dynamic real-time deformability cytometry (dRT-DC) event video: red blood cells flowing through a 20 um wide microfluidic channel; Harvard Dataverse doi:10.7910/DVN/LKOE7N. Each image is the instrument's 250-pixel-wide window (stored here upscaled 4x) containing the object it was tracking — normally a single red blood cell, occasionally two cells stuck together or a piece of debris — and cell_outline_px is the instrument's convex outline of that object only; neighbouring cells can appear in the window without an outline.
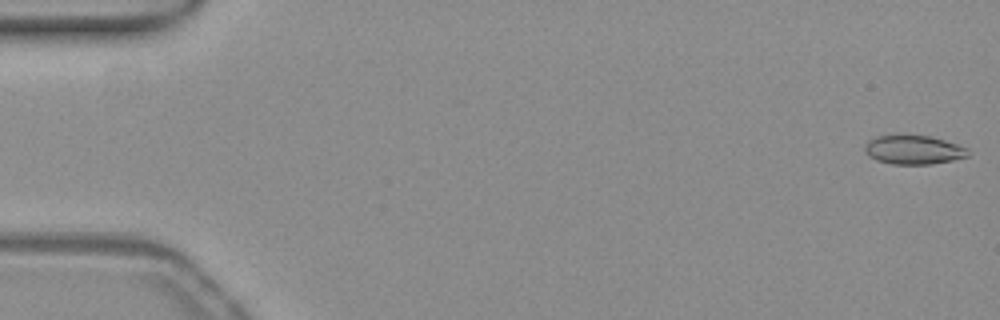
{"species": "common noctule bat (a hibernating species)", "species_latin": "Nyctalus noctula", "temperature_condition": "warm", "stored_images_in_passage": 4, "camera_frame_rate_fps": 3000, "um_per_image_px": 0.085, "animal": {"sex": "female", "body_mass_g": 19.3, "forearm_length_mm": 54.1}, "frame": {"image": 1, "passage_image": 1, "time_ms": 0.0, "image_size_px": [1000, 320], "cell_outline_px": [[968, 156], [952, 160], [932, 164], [892, 164], [876, 160], [868, 156], [864, 152], [864, 144], [868, 140], [876, 136], [928, 136], [944, 140], [968, 148]], "centroid_in_image_um": [77.61, 12.75], "position_along_channel_um": 7.4, "area_um2": 17.28}}